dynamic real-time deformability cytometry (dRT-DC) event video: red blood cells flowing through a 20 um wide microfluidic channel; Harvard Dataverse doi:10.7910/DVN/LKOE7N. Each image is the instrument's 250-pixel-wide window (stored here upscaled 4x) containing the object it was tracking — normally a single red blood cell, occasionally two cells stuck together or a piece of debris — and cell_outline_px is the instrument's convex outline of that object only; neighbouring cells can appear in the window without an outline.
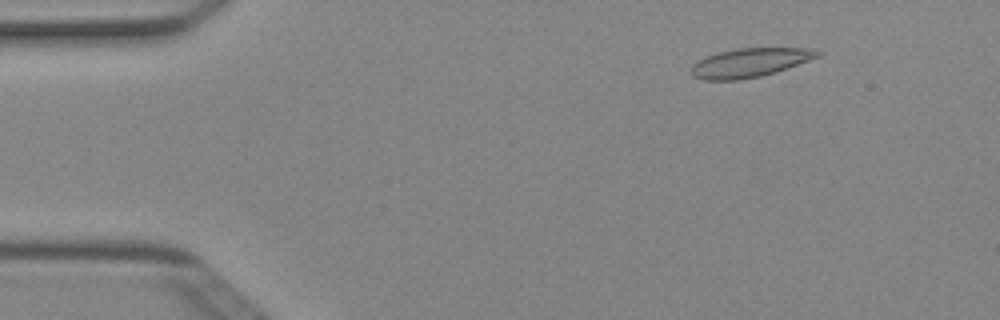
{"species": "Egyptian fruit bat (a non-hibernating species)", "species_latin": "Rousettus aegyptiacus", "temperature_condition": "cold", "stored_images_in_passage": 50, "camera_frame_rate_fps": 3000, "um_per_image_px": 0.085, "animal": {"sex": "female"}, "frame": {"image": 1, "passage_image": 6, "time_ms": 1.667, "image_size_px": [1000, 320], "cell_outline_px": [[824, 52], [820, 56], [760, 76], [740, 80], [704, 80], [692, 76], [692, 64], [716, 52], [736, 48], [808, 48]], "centroid_in_image_um": [63.7, 5.32], "position_along_channel_um": 21.3, "area_um2": 20.98}}
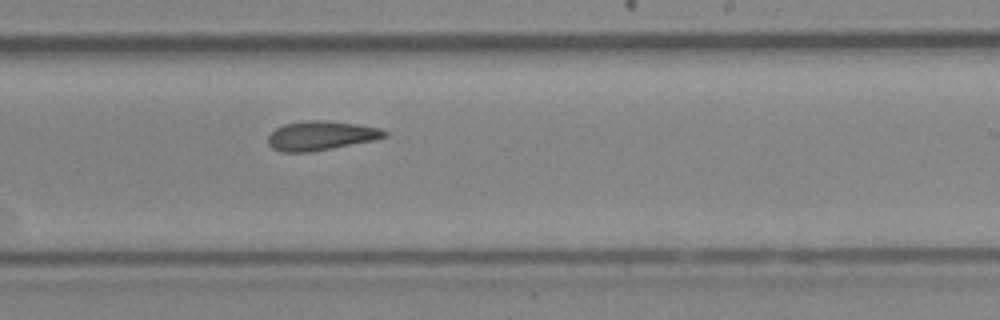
{"frame": {"image": 2, "passage_image": 30, "time_ms": 9.667, "image_size_px": [1000, 320], "cell_outline_px": [[388, 136], [376, 140], [312, 152], [280, 152], [272, 148], [268, 144], [268, 136], [276, 128], [284, 124], [308, 120], [324, 120], [356, 124], [380, 128], [388, 132]], "centroid_in_image_um": [27.29, 11.54], "position_along_channel_um": 261.7, "area_um2": 20.0}}
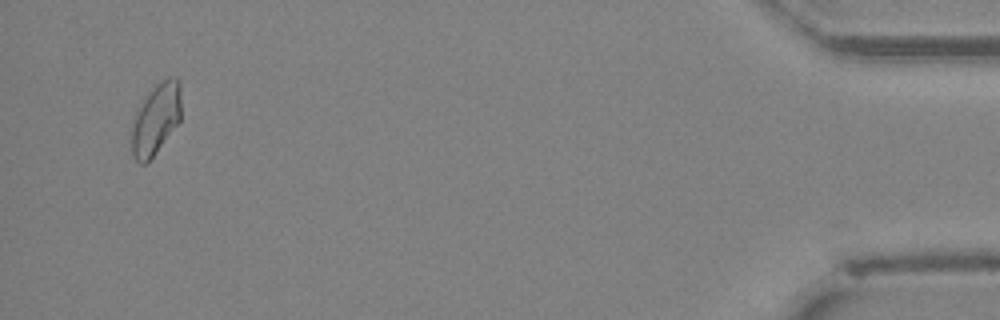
{"frame": {"image": 3, "passage_image": 48, "time_ms": 15.667, "image_size_px": [1000, 320], "cell_outline_px": [[180, 120], [156, 152], [144, 164], [140, 164], [132, 156], [132, 128], [136, 108], [156, 84], [160, 80], [168, 76], [176, 76], [180, 80]], "centroid_in_image_um": [13.25, 10.07], "position_along_channel_um": 422.0, "area_um2": 20.46}, "authors_computed_cell_mechanics": {"area_um2": 20.0855, "velocity_mm_per_s": 4.0114, "shape_relaxation_time_tau1_ms": null, "shape_relaxation_time_tau2_ms": 3.5812, "deformation_change_tau1": null, "deformation_change_tau2": 0.1165}}